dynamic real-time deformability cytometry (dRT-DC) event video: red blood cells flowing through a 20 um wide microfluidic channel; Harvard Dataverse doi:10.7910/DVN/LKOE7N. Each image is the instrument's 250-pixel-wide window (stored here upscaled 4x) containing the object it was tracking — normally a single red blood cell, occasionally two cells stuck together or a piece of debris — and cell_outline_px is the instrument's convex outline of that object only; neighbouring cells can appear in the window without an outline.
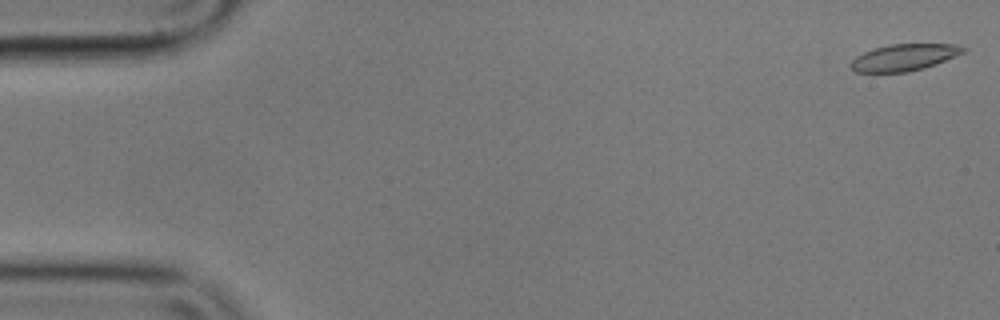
{"species": "common noctule bat (a hibernating species)", "species_latin": "Nyctalus noctula", "temperature_condition": "cold", "stored_images_in_passage": 57, "camera_frame_rate_fps": 3000, "um_per_image_px": 0.085, "animal": {"sex": "male", "body_mass_g": 17.9}, "frame": {"image": 1, "passage_image": 1, "time_ms": 0.0, "image_size_px": [1000, 320], "cell_outline_px": [[968, 48], [964, 52], [936, 64], [924, 68], [908, 72], [856, 72], [848, 64], [856, 56], [872, 48], [888, 44], [956, 44]], "centroid_in_image_um": [76.84, 4.87], "position_along_channel_um": 8.2, "area_um2": 17.57}}
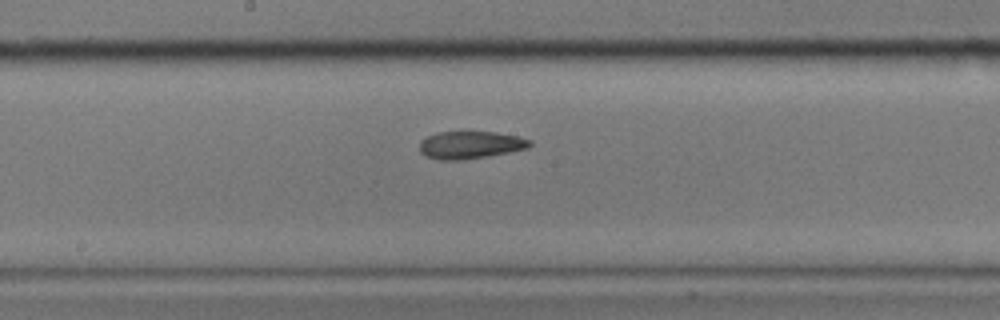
{"frame": {"image": 2, "passage_image": 29, "time_ms": 9.333, "image_size_px": [1000, 320], "cell_outline_px": [[532, 144], [528, 148], [508, 152], [464, 160], [440, 160], [428, 156], [420, 152], [420, 140], [436, 132], [460, 128], [496, 132], [516, 136], [532, 140]], "centroid_in_image_um": [39.95, 12.26], "position_along_channel_um": 208.2, "area_um2": 18.44}}
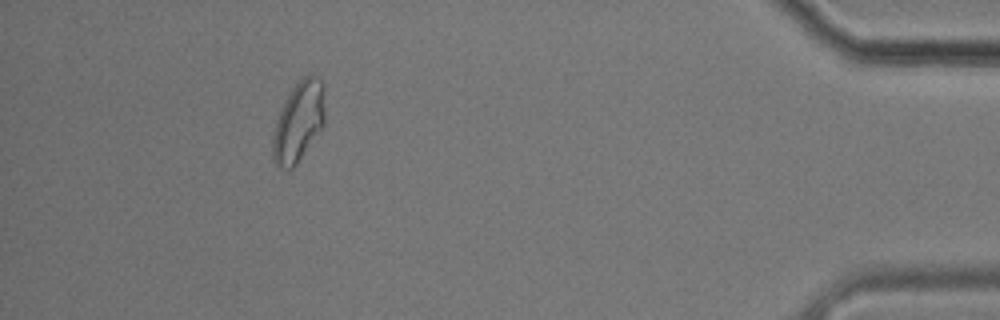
{"frame": {"image": 3, "passage_image": 51, "time_ms": 16.667, "image_size_px": [1000, 320], "cell_outline_px": [[324, 124], [296, 164], [288, 172], [276, 164], [272, 160], [272, 136], [276, 120], [292, 88], [304, 76], [312, 72], [324, 84]], "centroid_in_image_um": [25.37, 10.35], "position_along_channel_um": 409.8, "area_um2": 24.22}, "authors_computed_cell_mechanics": {"area_um2": 18.9006, "velocity_mm_per_s": 3.5321, "shape_relaxation_time_tau1_ms": null, "shape_relaxation_time_tau2_ms": 3.5226, "deformation_change_tau1": null, "deformation_change_tau2": 0.0964}}